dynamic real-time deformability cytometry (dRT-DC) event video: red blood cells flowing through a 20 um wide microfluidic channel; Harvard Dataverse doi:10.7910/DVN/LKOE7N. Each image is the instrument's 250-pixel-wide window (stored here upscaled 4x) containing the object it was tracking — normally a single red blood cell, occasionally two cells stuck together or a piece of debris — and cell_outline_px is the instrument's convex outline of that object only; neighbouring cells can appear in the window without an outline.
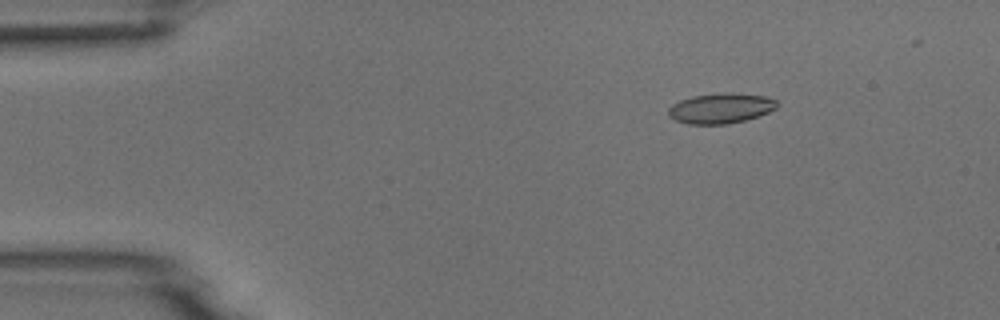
{"species": "common noctule bat (a hibernating species)", "species_latin": "Nyctalus noctula", "temperature_condition": "room temperature", "stored_images_in_passage": 6, "camera_frame_rate_fps": 3000, "um_per_image_px": 0.085, "animal": {"sex": "male", "body_mass_g": 18.8}, "frame": {"image": 1, "passage_image": 3, "time_ms": 0.667, "image_size_px": [1000, 320], "cell_outline_px": [[780, 104], [776, 108], [768, 112], [744, 120], [728, 124], [688, 124], [676, 120], [668, 116], [668, 108], [672, 104], [680, 100], [692, 96], [724, 92], [732, 92], [764, 96], [776, 100]], "centroid_in_image_um": [61.25, 9.19], "position_along_channel_um": 23.8, "area_um2": 19.19}}
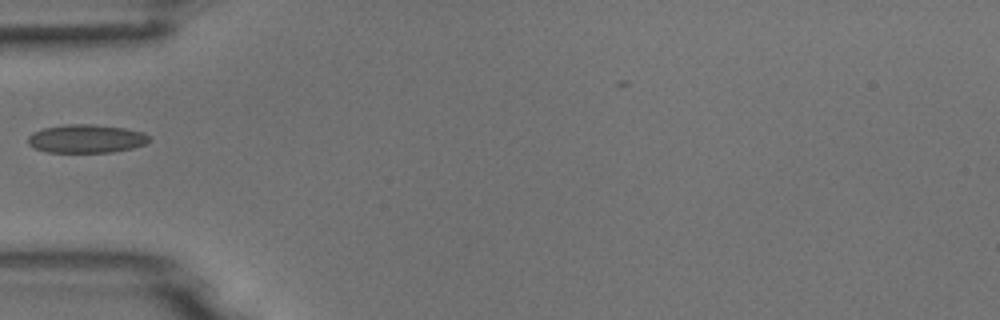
{"frame": {"image": 2, "passage_image": 6, "time_ms": 1.667, "image_size_px": [1000, 320], "cell_outline_px": [[152, 140], [144, 144], [132, 148], [112, 152], [48, 152], [36, 148], [28, 144], [28, 136], [32, 132], [44, 128], [64, 124], [92, 124], [124, 128], [144, 132], [152, 136]], "centroid_in_image_um": [7.36, 11.78], "position_along_channel_um": 77.6, "area_um2": 20.17}}